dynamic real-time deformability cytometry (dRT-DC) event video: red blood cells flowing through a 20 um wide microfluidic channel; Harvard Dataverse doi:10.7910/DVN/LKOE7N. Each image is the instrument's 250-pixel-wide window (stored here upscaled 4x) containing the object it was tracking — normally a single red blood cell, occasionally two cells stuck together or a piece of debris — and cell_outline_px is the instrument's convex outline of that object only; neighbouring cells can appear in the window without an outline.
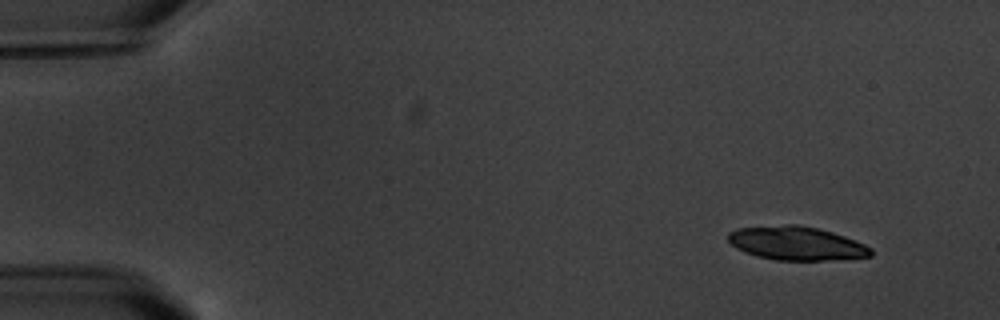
{"species": "common noctule bat (a hibernating species)", "species_latin": "Nyctalus noctula", "temperature_condition": "warm", "stored_images_in_passage": 5, "camera_frame_rate_fps": 3000, "um_per_image_px": 0.085, "animal": {"sex": "male", "body_mass_g": 20.1, "forearm_length_mm": 53.5}, "frame": {"image": 1, "passage_image": 1, "time_ms": 0.0, "image_size_px": [1000, 320], "cell_outline_px": [[872, 256], [824, 260], [776, 260], [756, 256], [744, 252], [736, 248], [728, 240], [728, 232], [736, 228], [788, 224], [796, 224], [816, 228], [832, 232], [856, 240], [872, 248]], "centroid_in_image_um": [67.67, 20.68], "position_along_channel_um": 17.3, "area_um2": 27.98}}